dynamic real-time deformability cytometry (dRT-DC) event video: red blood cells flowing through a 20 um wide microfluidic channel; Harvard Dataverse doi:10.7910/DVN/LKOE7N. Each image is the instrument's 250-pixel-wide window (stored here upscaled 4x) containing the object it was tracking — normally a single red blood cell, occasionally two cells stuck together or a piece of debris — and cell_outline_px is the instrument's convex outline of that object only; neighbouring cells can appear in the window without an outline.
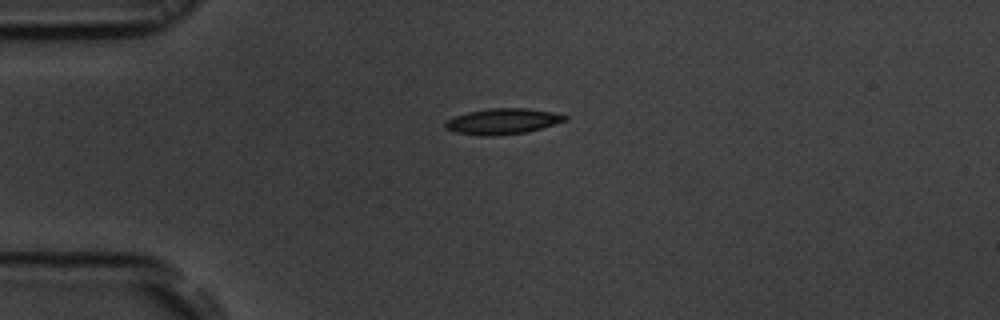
{"species": "common noctule bat (a hibernating species)", "species_latin": "Nyctalus noctula", "temperature_condition": "room temperature", "stored_images_in_passage": 43, "camera_frame_rate_fps": 3000, "um_per_image_px": 0.085, "animal": {"sex": "male", "body_mass_g": 19.5, "forearm_length_mm": 54.6}, "frame": {"image": 1, "passage_image": 1, "time_ms": 0.0, "image_size_px": [1000, 320], "cell_outline_px": [[568, 120], [540, 128], [524, 132], [492, 136], [484, 136], [456, 132], [444, 128], [444, 124], [448, 120], [456, 116], [468, 112], [488, 108], [528, 108], [552, 112], [568, 116]], "centroid_in_image_um": [42.72, 10.3], "position_along_channel_um": 42.3, "area_um2": 17.74}}
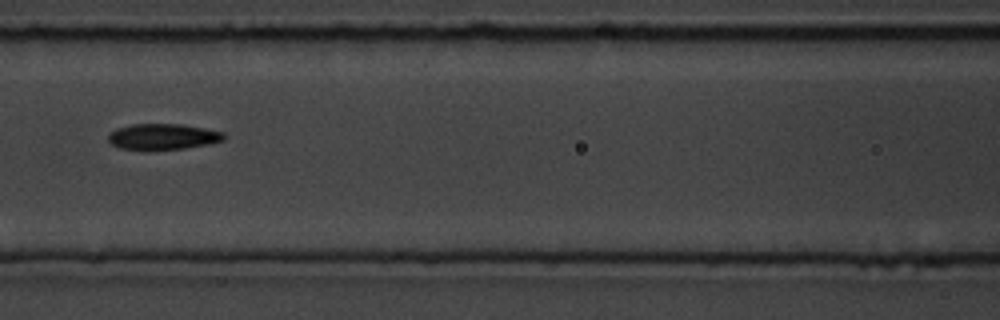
{"frame": {"image": 2, "passage_image": 12, "time_ms": 3.667, "image_size_px": [1000, 320], "cell_outline_px": [[224, 140], [208, 144], [184, 148], [120, 148], [112, 144], [108, 140], [108, 132], [116, 128], [132, 124], [180, 124], [204, 128], [224, 132]], "centroid_in_image_um": [13.83, 11.58], "position_along_channel_um": 152.8, "area_um2": 16.99}}
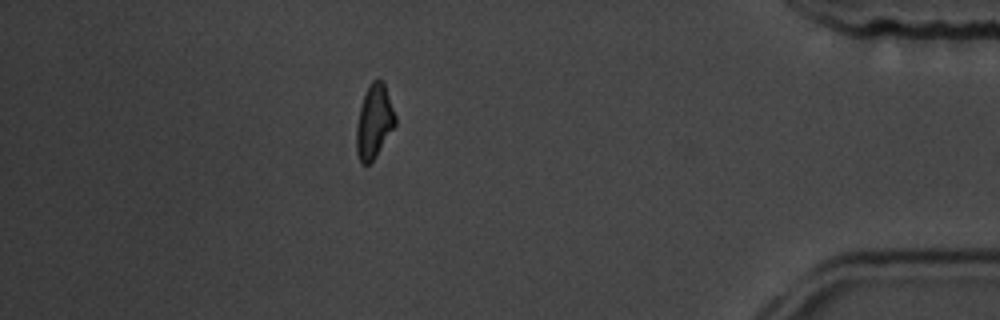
{"frame": {"image": 3, "passage_image": 36, "time_ms": 11.667, "image_size_px": [1000, 320], "cell_outline_px": [[396, 124], [376, 156], [368, 164], [364, 164], [360, 160], [356, 152], [356, 128], [360, 108], [368, 84], [372, 80], [380, 80], [384, 84], [396, 116]], "centroid_in_image_um": [31.8, 10.34], "position_along_channel_um": 403.4, "area_um2": 16.42}, "authors_computed_cell_mechanics": {"area_um2": 17.3978, "velocity_mm_per_s": 3.6881, "shape_relaxation_time_tau1_ms": 3.9131, "shape_relaxation_time_tau2_ms": 6.2212, "deformation_change_tau1": 0.1519, "deformation_change_tau2": 0.1135}}